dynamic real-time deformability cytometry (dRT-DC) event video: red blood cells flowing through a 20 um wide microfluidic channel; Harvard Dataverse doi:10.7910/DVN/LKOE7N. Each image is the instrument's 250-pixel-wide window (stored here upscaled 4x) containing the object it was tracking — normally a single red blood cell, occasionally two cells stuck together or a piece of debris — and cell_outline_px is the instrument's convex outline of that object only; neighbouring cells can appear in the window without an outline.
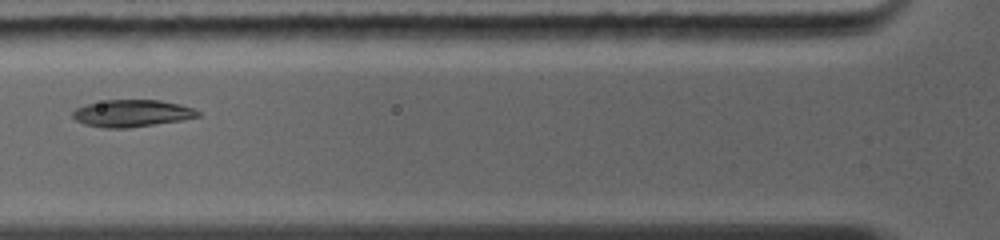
{"species": "common noctule bat (a hibernating species)", "species_latin": "Nyctalus noctula", "temperature_condition": "warm", "stored_images_in_passage": 5, "camera_frame_rate_fps": 5000, "um_per_image_px": 0.085, "animal": {"sex": "female", "body_mass_g": 19.0, "forearm_length_mm": 56.7}, "frame": {"image": 1, "passage_image": 4, "time_ms": 3.6, "image_size_px": [1000, 240], "cell_outline_px": [[200, 116], [180, 120], [128, 128], [104, 128], [84, 124], [76, 120], [72, 116], [72, 112], [76, 108], [88, 104], [104, 100], [160, 100], [180, 104], [192, 108], [200, 112]], "centroid_in_image_um": [11.19, 9.63], "position_along_channel_um": 114.6, "area_um2": 19.59}}
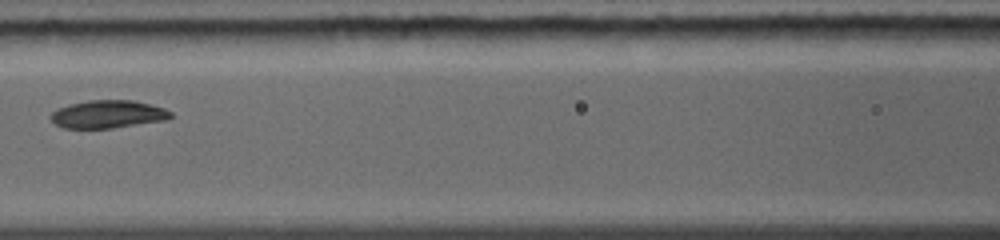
{"frame": {"image": 2, "passage_image": 5, "time_ms": 4.6, "image_size_px": [1000, 240], "cell_outline_px": [[172, 116], [164, 120], [112, 128], [64, 128], [56, 124], [52, 120], [52, 112], [68, 104], [88, 100], [132, 100], [164, 108], [172, 112]], "centroid_in_image_um": [9.17, 9.7], "position_along_channel_um": 157.4, "area_um2": 19.19}}